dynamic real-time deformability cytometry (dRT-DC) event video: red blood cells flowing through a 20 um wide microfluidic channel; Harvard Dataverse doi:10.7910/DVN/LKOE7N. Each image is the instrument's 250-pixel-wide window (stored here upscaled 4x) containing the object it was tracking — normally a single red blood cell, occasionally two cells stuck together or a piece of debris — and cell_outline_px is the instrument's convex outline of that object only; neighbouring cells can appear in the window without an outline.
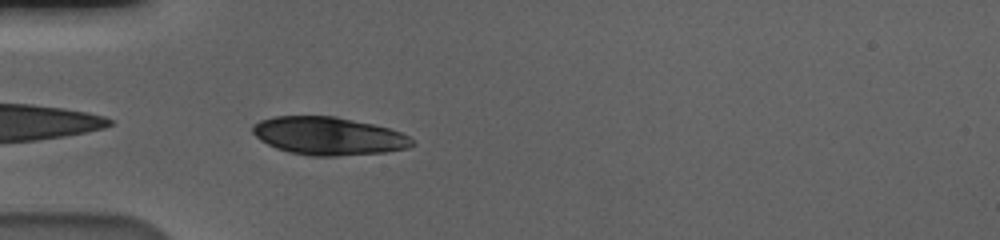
{"species": "human", "species_latin": "Homo sapiens", "temperature_condition": "cold", "stored_images_in_passage": 40, "camera_frame_rate_fps": 3000, "um_per_image_px": 0.085, "donor": {"sex": "male"}, "frame": {"image": 1, "passage_image": 1, "time_ms": 0.0, "image_size_px": [1000, 240], "cell_outline_px": [[416, 144], [408, 148], [384, 152], [336, 156], [308, 156], [288, 152], [276, 148], [260, 140], [252, 132], [252, 124], [260, 120], [276, 116], [336, 116], [372, 124], [388, 128], [400, 132], [408, 136]], "centroid_in_image_um": [27.9, 11.56], "position_along_channel_um": 57.1, "area_um2": 35.32}}
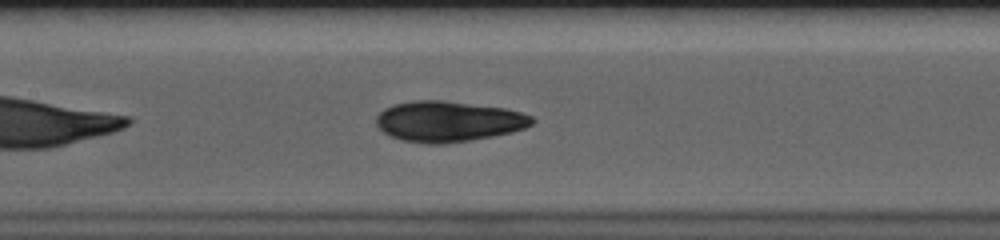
{"frame": {"image": 2, "passage_image": 11, "time_ms": 3.333, "image_size_px": [1000, 240], "cell_outline_px": [[536, 120], [532, 124], [524, 128], [512, 132], [472, 140], [444, 144], [428, 144], [400, 140], [384, 132], [376, 124], [376, 116], [384, 108], [392, 104], [412, 100], [440, 100], [504, 108], [520, 112], [532, 116]], "centroid_in_image_um": [38.09, 10.32], "position_along_channel_um": 169.3, "area_um2": 36.93}}
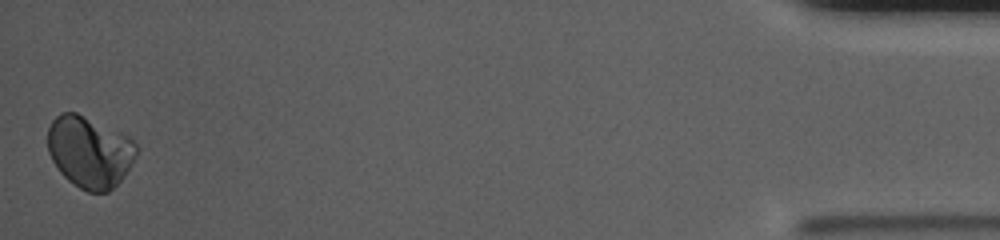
{"frame": {"image": 3, "passage_image": 40, "time_ms": 13.0, "image_size_px": [1000, 240], "cell_outline_px": [[140, 148], [136, 156], [124, 176], [108, 192], [88, 192], [80, 188], [68, 180], [60, 172], [52, 160], [48, 152], [48, 128], [52, 120], [60, 112], [76, 112], [128, 136]], "centroid_in_image_um": [7.61, 12.9], "position_along_channel_um": 427.6, "area_um2": 36.88}, "authors_computed_cell_mechanics": {"area_um2": 36.2984, "velocity_mm_per_s": 3.5827, "shape_relaxation_time_tau1_ms": 1.5293, "shape_relaxation_time_tau2_ms": null, "deformation_change_tau1": 0.0606, "deformation_change_tau2": null}}